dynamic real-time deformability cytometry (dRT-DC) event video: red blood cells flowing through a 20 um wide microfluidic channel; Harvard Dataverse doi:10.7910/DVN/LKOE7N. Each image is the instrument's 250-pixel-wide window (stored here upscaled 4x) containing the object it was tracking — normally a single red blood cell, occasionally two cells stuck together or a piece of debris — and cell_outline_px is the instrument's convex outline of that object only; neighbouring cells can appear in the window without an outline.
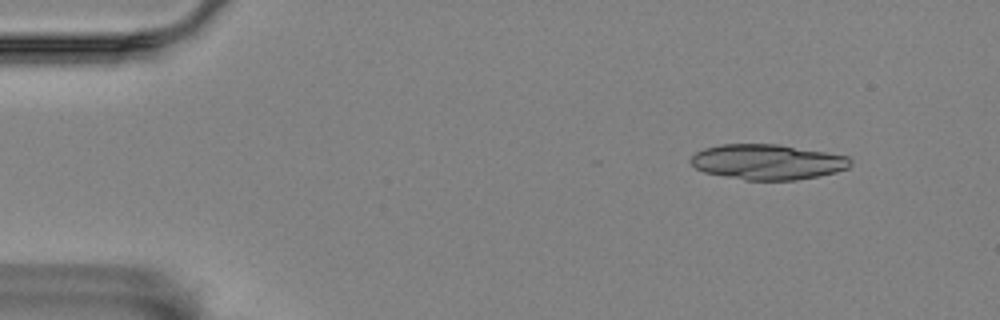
{"species": "Egyptian fruit bat (a non-hibernating species)", "species_latin": "Rousettus aegyptiacus", "temperature_condition": "room temperature", "stored_images_in_passage": 4, "camera_frame_rate_fps": 3000, "um_per_image_px": 0.085, "animal": {"sex": "female"}, "frame": {"image": 1, "passage_image": 2, "time_ms": 0.333, "image_size_px": [1000, 320], "cell_outline_px": [[852, 164], [848, 168], [836, 172], [796, 180], [744, 180], [704, 172], [696, 168], [688, 160], [696, 152], [704, 148], [720, 144], [776, 144], [848, 156], [852, 160]], "centroid_in_image_um": [65.22, 13.76], "position_along_channel_um": 19.8, "area_um2": 32.77}}